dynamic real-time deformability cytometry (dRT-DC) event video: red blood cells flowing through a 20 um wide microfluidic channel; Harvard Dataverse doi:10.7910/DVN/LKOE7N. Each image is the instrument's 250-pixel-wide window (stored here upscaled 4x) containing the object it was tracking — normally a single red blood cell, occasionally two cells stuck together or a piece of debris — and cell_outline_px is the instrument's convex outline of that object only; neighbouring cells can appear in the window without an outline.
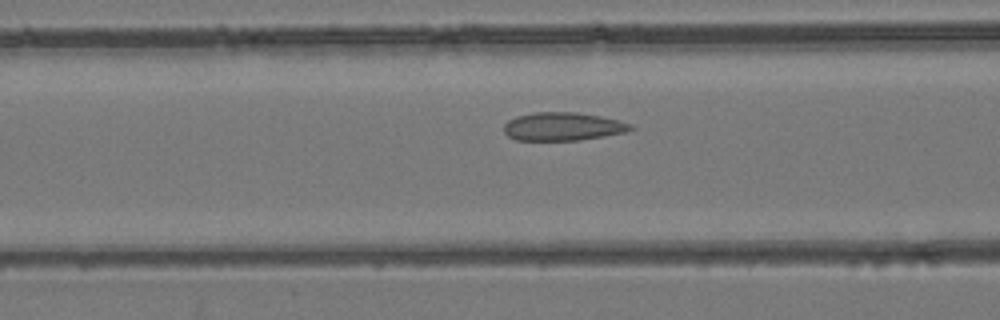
{"species": "common noctule bat (a hibernating species)", "species_latin": "Nyctalus noctula", "temperature_condition": "room temperature", "stored_images_in_passage": 45, "camera_frame_rate_fps": 3000, "um_per_image_px": 0.085, "animal": {"sex": "female", "body_mass_g": 24.6, "forearm_length_mm": 56.2}, "frame": {"image": 1, "passage_image": 16, "time_ms": 5.0, "image_size_px": [1000, 320], "cell_outline_px": [[636, 128], [628, 132], [580, 140], [516, 140], [508, 136], [504, 132], [504, 124], [508, 120], [516, 116], [536, 112], [576, 112], [600, 116], [620, 120], [632, 124]], "centroid_in_image_um": [47.88, 10.75], "position_along_channel_um": 118.7, "area_um2": 21.04}}
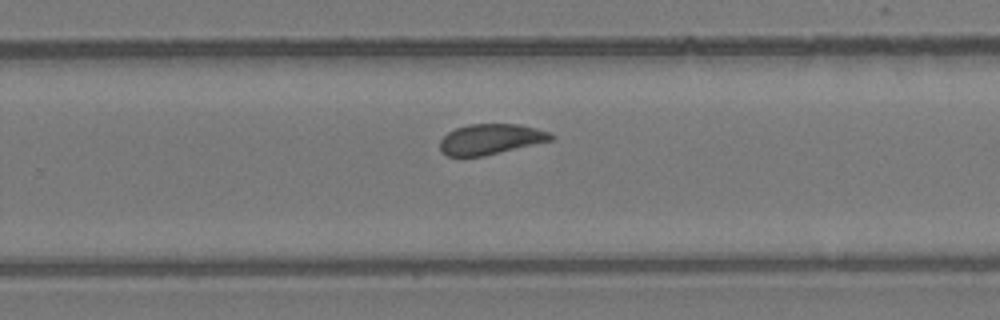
{"frame": {"image": 2, "passage_image": 28, "time_ms": 9.0, "image_size_px": [1000, 320], "cell_outline_px": [[556, 136], [552, 140], [484, 156], [448, 156], [440, 148], [440, 140], [448, 132], [456, 128], [468, 124], [520, 124], [536, 128], [548, 132]], "centroid_in_image_um": [41.72, 11.82], "position_along_channel_um": 288.1, "area_um2": 19.59}}
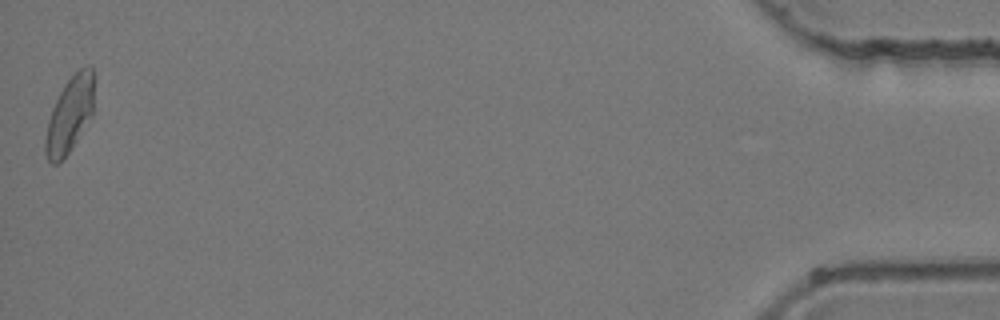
{"frame": {"image": 3, "passage_image": 45, "time_ms": 14.667, "image_size_px": [1000, 320], "cell_outline_px": [[92, 116], [68, 152], [56, 164], [52, 164], [48, 160], [44, 152], [44, 140], [48, 120], [52, 108], [64, 84], [80, 68], [88, 64], [92, 68]], "centroid_in_image_um": [5.88, 9.76], "position_along_channel_um": 429.3, "area_um2": 20.98}}